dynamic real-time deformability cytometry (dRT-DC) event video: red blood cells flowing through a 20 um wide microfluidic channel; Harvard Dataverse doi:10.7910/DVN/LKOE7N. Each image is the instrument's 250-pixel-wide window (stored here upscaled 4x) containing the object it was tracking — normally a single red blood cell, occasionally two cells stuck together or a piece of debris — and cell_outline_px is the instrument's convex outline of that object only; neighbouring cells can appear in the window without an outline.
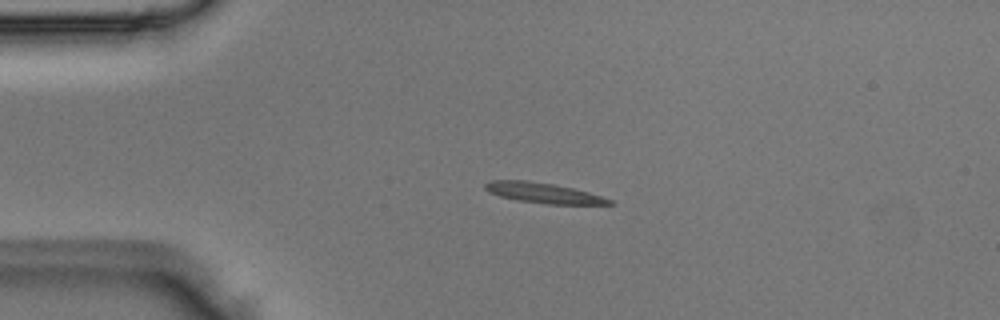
{"species": "Egyptian fruit bat (a non-hibernating species)", "species_latin": "Rousettus aegyptiacus", "temperature_condition": "room temperature", "stored_images_in_passage": 5, "camera_frame_rate_fps": 3000, "um_per_image_px": 0.085, "animal": {"sex": "male"}, "frame": {"image": 1, "passage_image": 3, "time_ms": 0.667, "image_size_px": [1000, 320], "cell_outline_px": [[616, 204], [548, 204], [520, 200], [500, 196], [488, 192], [484, 188], [484, 184], [488, 180], [528, 180], [552, 184], [572, 188], [588, 192], [612, 200]], "centroid_in_image_um": [46.14, 16.39], "position_along_channel_um": 38.9, "area_um2": 14.51}}
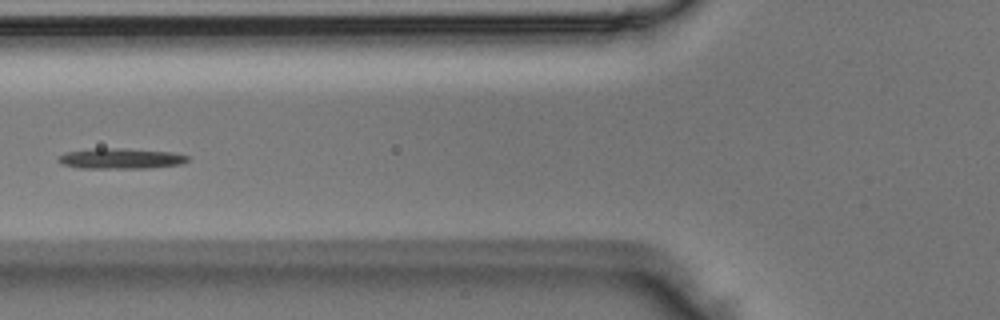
{"frame": {"image": 2, "passage_image": 5, "time_ms": 1.333, "image_size_px": [1000, 320], "cell_outline_px": [[188, 160], [180, 164], [148, 168], [80, 168], [60, 164], [56, 160], [64, 152], [92, 148], [124, 148], [172, 152], [188, 156]], "centroid_in_image_um": [10.19, 13.47], "position_along_channel_um": 115.6, "area_um2": 15.55}}